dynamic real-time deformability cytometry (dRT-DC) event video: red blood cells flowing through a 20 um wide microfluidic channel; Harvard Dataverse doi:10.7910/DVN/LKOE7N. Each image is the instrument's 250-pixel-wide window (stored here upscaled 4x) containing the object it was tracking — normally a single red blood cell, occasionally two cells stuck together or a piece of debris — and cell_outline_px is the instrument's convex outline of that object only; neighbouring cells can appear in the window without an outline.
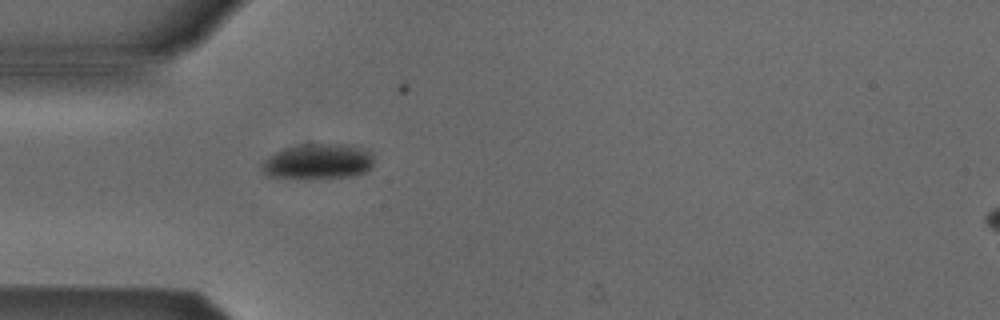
{"species": "Egyptian fruit bat (a non-hibernating species)", "species_latin": "Rousettus aegyptiacus", "temperature_condition": "cold", "stored_images_in_passage": 4, "camera_frame_rate_fps": 3000, "um_per_image_px": 0.085, "animal": {"sex": "male"}, "frame": {"image": 1, "passage_image": 3, "time_ms": 2.667, "image_size_px": [1000, 320], "cell_outline_px": [[372, 168], [364, 172], [352, 176], [268, 176], [260, 168], [260, 164], [268, 156], [284, 148], [300, 144], [352, 144], [372, 152]], "centroid_in_image_um": [27.05, 13.67], "position_along_channel_um": 57.9, "area_um2": 22.48}}